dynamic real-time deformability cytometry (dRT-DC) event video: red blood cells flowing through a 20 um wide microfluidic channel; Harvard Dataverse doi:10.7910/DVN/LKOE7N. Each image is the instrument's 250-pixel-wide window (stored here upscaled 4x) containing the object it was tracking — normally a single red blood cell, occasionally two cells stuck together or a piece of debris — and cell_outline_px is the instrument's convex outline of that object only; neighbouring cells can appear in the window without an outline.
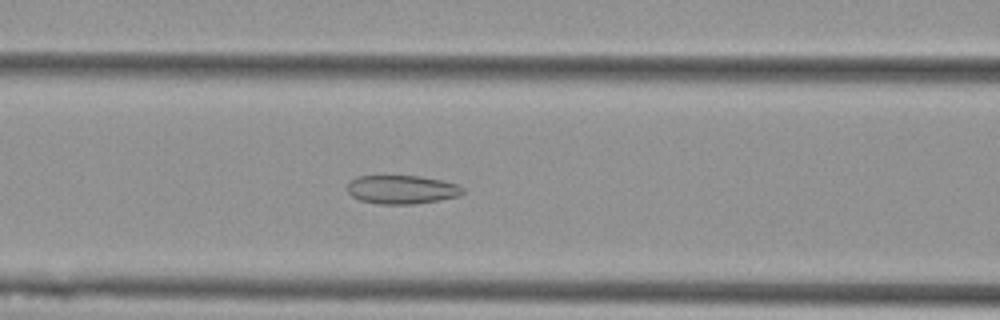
{"species": "Egyptian fruit bat (a non-hibernating species)", "species_latin": "Rousettus aegyptiacus", "temperature_condition": "cold", "stored_images_in_passage": 36, "camera_frame_rate_fps": 3000, "um_per_image_px": 0.085, "animal": {"sex": "female"}, "frame": {"image": 1, "passage_image": 9, "time_ms": 2.667, "image_size_px": [1000, 320], "cell_outline_px": [[464, 192], [460, 196], [440, 200], [412, 204], [380, 204], [360, 200], [352, 196], [348, 192], [348, 184], [352, 180], [360, 176], [420, 176], [440, 180], [456, 184], [464, 188]], "centroid_in_image_um": [34.18, 16.12], "position_along_channel_um": 132.4, "area_um2": 19.13}}
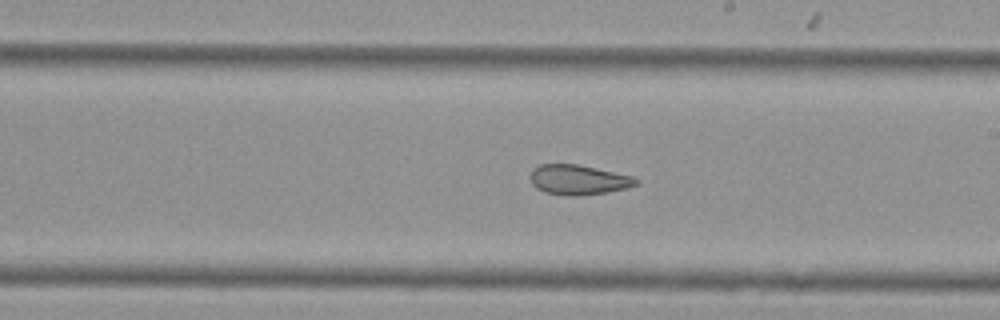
{"frame": {"image": 2, "passage_image": 18, "time_ms": 5.667, "image_size_px": [1000, 320], "cell_outline_px": [[640, 184], [628, 188], [608, 192], [576, 196], [568, 196], [544, 192], [536, 188], [532, 184], [528, 176], [532, 168], [540, 164], [576, 164], [632, 176], [640, 180]], "centroid_in_image_um": [49.14, 15.29], "position_along_channel_um": 239.9, "area_um2": 18.67}}
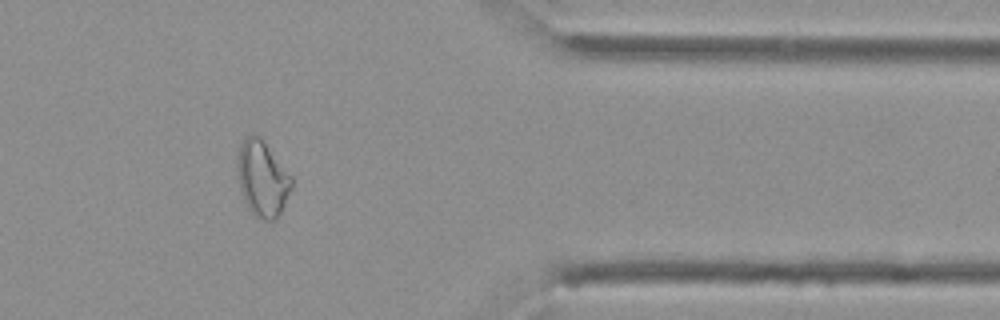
{"frame": {"image": 3, "passage_image": 32, "time_ms": 10.333, "image_size_px": [1000, 320], "cell_outline_px": [[292, 188], [276, 220], [260, 220], [248, 208], [240, 188], [236, 164], [236, 156], [240, 144], [252, 132], [260, 136], [292, 176]], "centroid_in_image_um": [22.29, 15.16], "position_along_channel_um": 389.1, "area_um2": 23.99}}